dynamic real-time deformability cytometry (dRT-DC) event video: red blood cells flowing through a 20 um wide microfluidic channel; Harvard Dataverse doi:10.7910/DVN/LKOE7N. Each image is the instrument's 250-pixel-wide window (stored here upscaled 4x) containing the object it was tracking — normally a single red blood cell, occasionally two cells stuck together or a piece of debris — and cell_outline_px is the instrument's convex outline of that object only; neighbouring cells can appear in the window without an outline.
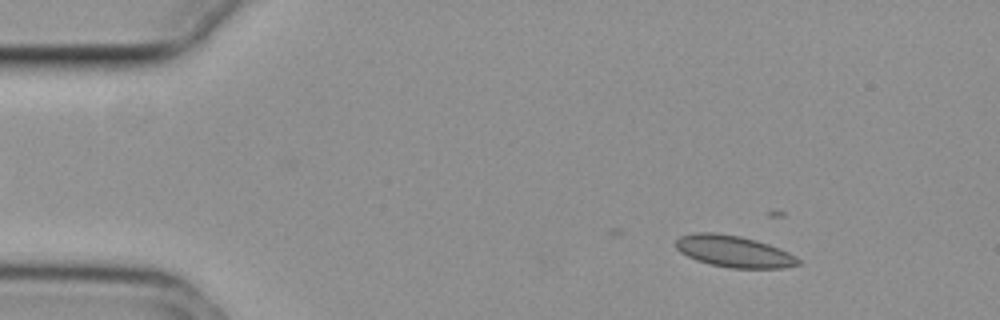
{"species": "common noctule bat (a hibernating species)", "species_latin": "Nyctalus noctula", "temperature_condition": "cold", "stored_images_in_passage": 15, "camera_frame_rate_fps": 3000, "um_per_image_px": 0.085, "animal": {"sex": "female", "body_mass_g": 29.2, "forearm_length_mm": 56.3}, "frame": {"image": 1, "passage_image": 7, "time_ms": 2.0, "image_size_px": [1000, 320], "cell_outline_px": [[804, 264], [784, 268], [728, 268], [696, 260], [680, 252], [676, 248], [676, 240], [680, 236], [692, 232], [716, 232], [740, 236], [756, 240], [768, 244], [788, 252], [796, 256]], "centroid_in_image_um": [62.39, 21.36], "position_along_channel_um": 22.6, "area_um2": 22.72}}